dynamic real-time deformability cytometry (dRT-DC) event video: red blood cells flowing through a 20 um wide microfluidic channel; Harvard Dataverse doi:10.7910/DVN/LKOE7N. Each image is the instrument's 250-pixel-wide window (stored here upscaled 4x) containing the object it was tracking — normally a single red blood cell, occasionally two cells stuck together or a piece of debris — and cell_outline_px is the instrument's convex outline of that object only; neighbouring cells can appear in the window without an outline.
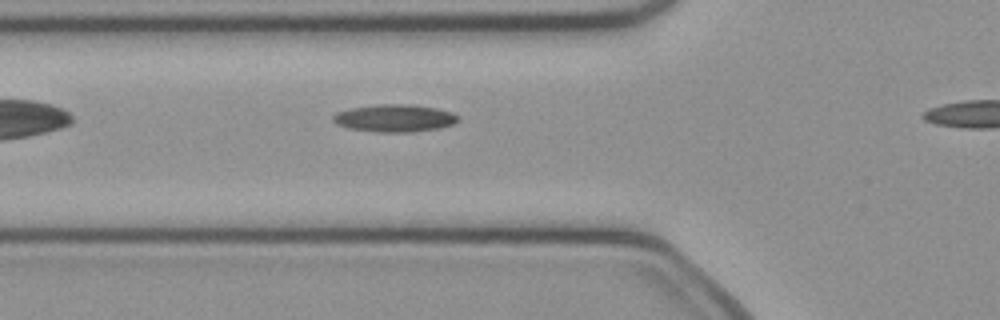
{"species": "common noctule bat (a hibernating species)", "species_latin": "Nyctalus noctula", "temperature_condition": "cold", "stored_images_in_passage": 34, "camera_frame_rate_fps": 3000, "um_per_image_px": 0.085, "animal": {"sex": "female", "body_mass_g": 21.9}, "frame": {"image": 1, "passage_image": 11, "time_ms": 3.333, "image_size_px": [1000, 320], "cell_outline_px": [[460, 120], [452, 124], [440, 128], [412, 132], [376, 132], [348, 128], [336, 124], [332, 120], [332, 116], [336, 112], [348, 108], [380, 104], [408, 104], [436, 108], [452, 112], [460, 116]], "centroid_in_image_um": [33.53, 10.04], "position_along_channel_um": 92.3, "area_um2": 20.23}}
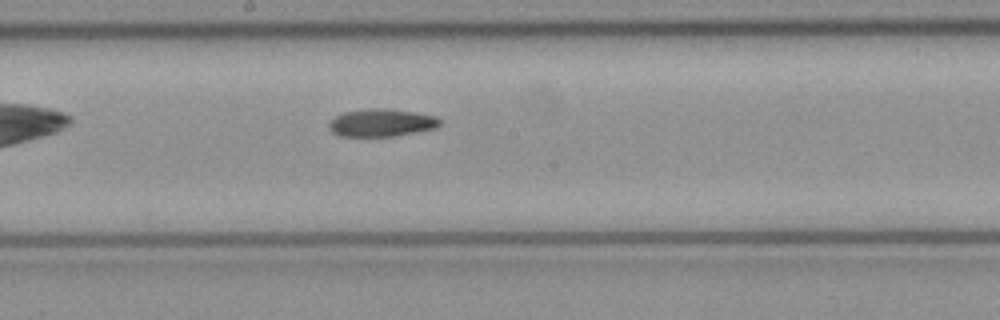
{"frame": {"image": 2, "passage_image": 20, "time_ms": 6.333, "image_size_px": [1000, 320], "cell_outline_px": [[440, 124], [436, 128], [392, 136], [340, 136], [332, 132], [328, 128], [328, 124], [336, 116], [344, 112], [372, 108], [388, 108], [416, 112], [436, 116], [440, 120]], "centroid_in_image_um": [32.42, 10.42], "position_along_channel_um": 215.8, "area_um2": 17.8}}
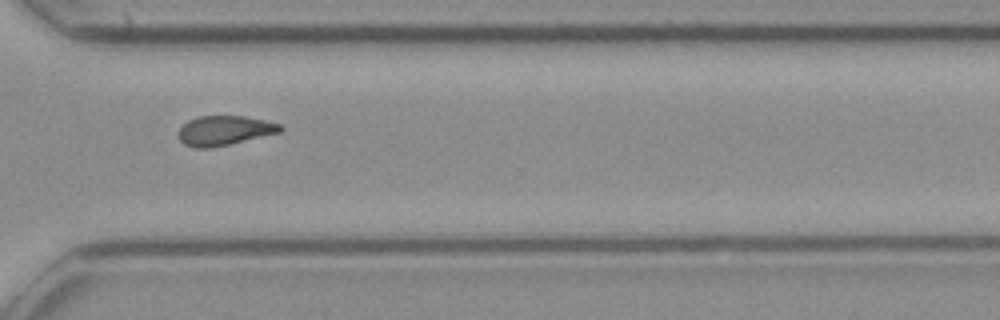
{"frame": {"image": 3, "passage_image": 30, "time_ms": 9.667, "image_size_px": [1000, 320], "cell_outline_px": [[284, 128], [280, 132], [212, 148], [192, 148], [184, 144], [180, 140], [176, 132], [188, 120], [196, 116], [244, 116], [264, 120], [280, 124]], "centroid_in_image_um": [19.03, 11.1], "position_along_channel_um": 351.6, "area_um2": 17.63}}